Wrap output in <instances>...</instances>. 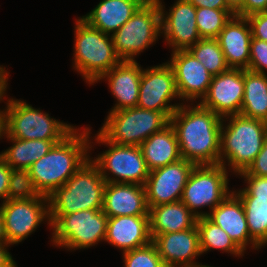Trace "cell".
I'll use <instances>...</instances> for the list:
<instances>
[{
	"instance_id": "cell-34",
	"label": "cell",
	"mask_w": 267,
	"mask_h": 267,
	"mask_svg": "<svg viewBox=\"0 0 267 267\" xmlns=\"http://www.w3.org/2000/svg\"><path fill=\"white\" fill-rule=\"evenodd\" d=\"M123 253L124 267H166L155 244H149Z\"/></svg>"
},
{
	"instance_id": "cell-46",
	"label": "cell",
	"mask_w": 267,
	"mask_h": 267,
	"mask_svg": "<svg viewBox=\"0 0 267 267\" xmlns=\"http://www.w3.org/2000/svg\"><path fill=\"white\" fill-rule=\"evenodd\" d=\"M5 128H4V110L0 111V139L4 136Z\"/></svg>"
},
{
	"instance_id": "cell-28",
	"label": "cell",
	"mask_w": 267,
	"mask_h": 267,
	"mask_svg": "<svg viewBox=\"0 0 267 267\" xmlns=\"http://www.w3.org/2000/svg\"><path fill=\"white\" fill-rule=\"evenodd\" d=\"M240 114L262 121L267 119V74L244 70V97Z\"/></svg>"
},
{
	"instance_id": "cell-22",
	"label": "cell",
	"mask_w": 267,
	"mask_h": 267,
	"mask_svg": "<svg viewBox=\"0 0 267 267\" xmlns=\"http://www.w3.org/2000/svg\"><path fill=\"white\" fill-rule=\"evenodd\" d=\"M216 39L230 68L248 69L252 33L246 17L233 16Z\"/></svg>"
},
{
	"instance_id": "cell-10",
	"label": "cell",
	"mask_w": 267,
	"mask_h": 267,
	"mask_svg": "<svg viewBox=\"0 0 267 267\" xmlns=\"http://www.w3.org/2000/svg\"><path fill=\"white\" fill-rule=\"evenodd\" d=\"M95 143L109 149L91 158L99 167L106 183H127L145 185L149 175L140 146L118 145L108 141L99 131ZM112 173V174H111ZM111 174V176H109Z\"/></svg>"
},
{
	"instance_id": "cell-1",
	"label": "cell",
	"mask_w": 267,
	"mask_h": 267,
	"mask_svg": "<svg viewBox=\"0 0 267 267\" xmlns=\"http://www.w3.org/2000/svg\"><path fill=\"white\" fill-rule=\"evenodd\" d=\"M181 103L170 118L183 159L195 165L219 164L222 118L198 101Z\"/></svg>"
},
{
	"instance_id": "cell-45",
	"label": "cell",
	"mask_w": 267,
	"mask_h": 267,
	"mask_svg": "<svg viewBox=\"0 0 267 267\" xmlns=\"http://www.w3.org/2000/svg\"><path fill=\"white\" fill-rule=\"evenodd\" d=\"M224 2L234 13L242 6V0H224Z\"/></svg>"
},
{
	"instance_id": "cell-38",
	"label": "cell",
	"mask_w": 267,
	"mask_h": 267,
	"mask_svg": "<svg viewBox=\"0 0 267 267\" xmlns=\"http://www.w3.org/2000/svg\"><path fill=\"white\" fill-rule=\"evenodd\" d=\"M238 175H253L259 177L267 176V136L264 141L263 148L257 154L253 163L246 171H243Z\"/></svg>"
},
{
	"instance_id": "cell-6",
	"label": "cell",
	"mask_w": 267,
	"mask_h": 267,
	"mask_svg": "<svg viewBox=\"0 0 267 267\" xmlns=\"http://www.w3.org/2000/svg\"><path fill=\"white\" fill-rule=\"evenodd\" d=\"M4 110V137L22 140H63L76 127L51 118L25 101L9 98Z\"/></svg>"
},
{
	"instance_id": "cell-37",
	"label": "cell",
	"mask_w": 267,
	"mask_h": 267,
	"mask_svg": "<svg viewBox=\"0 0 267 267\" xmlns=\"http://www.w3.org/2000/svg\"><path fill=\"white\" fill-rule=\"evenodd\" d=\"M253 38L267 42V12L254 13L246 17Z\"/></svg>"
},
{
	"instance_id": "cell-32",
	"label": "cell",
	"mask_w": 267,
	"mask_h": 267,
	"mask_svg": "<svg viewBox=\"0 0 267 267\" xmlns=\"http://www.w3.org/2000/svg\"><path fill=\"white\" fill-rule=\"evenodd\" d=\"M233 16L235 13L232 10L196 8V24L200 37L216 39Z\"/></svg>"
},
{
	"instance_id": "cell-8",
	"label": "cell",
	"mask_w": 267,
	"mask_h": 267,
	"mask_svg": "<svg viewBox=\"0 0 267 267\" xmlns=\"http://www.w3.org/2000/svg\"><path fill=\"white\" fill-rule=\"evenodd\" d=\"M105 120L99 132L114 144L130 146H140L170 124L165 113L139 107L109 112Z\"/></svg>"
},
{
	"instance_id": "cell-11",
	"label": "cell",
	"mask_w": 267,
	"mask_h": 267,
	"mask_svg": "<svg viewBox=\"0 0 267 267\" xmlns=\"http://www.w3.org/2000/svg\"><path fill=\"white\" fill-rule=\"evenodd\" d=\"M228 182V171L223 165H195L181 201L196 217L208 216L232 192ZM203 207H209V212H201L199 209Z\"/></svg>"
},
{
	"instance_id": "cell-25",
	"label": "cell",
	"mask_w": 267,
	"mask_h": 267,
	"mask_svg": "<svg viewBox=\"0 0 267 267\" xmlns=\"http://www.w3.org/2000/svg\"><path fill=\"white\" fill-rule=\"evenodd\" d=\"M148 215L151 239L159 234L193 228L198 219L181 200L151 207Z\"/></svg>"
},
{
	"instance_id": "cell-47",
	"label": "cell",
	"mask_w": 267,
	"mask_h": 267,
	"mask_svg": "<svg viewBox=\"0 0 267 267\" xmlns=\"http://www.w3.org/2000/svg\"><path fill=\"white\" fill-rule=\"evenodd\" d=\"M264 122H265V126H266V129H267V119Z\"/></svg>"
},
{
	"instance_id": "cell-42",
	"label": "cell",
	"mask_w": 267,
	"mask_h": 267,
	"mask_svg": "<svg viewBox=\"0 0 267 267\" xmlns=\"http://www.w3.org/2000/svg\"><path fill=\"white\" fill-rule=\"evenodd\" d=\"M9 245H0V267H17L12 255L8 252Z\"/></svg>"
},
{
	"instance_id": "cell-44",
	"label": "cell",
	"mask_w": 267,
	"mask_h": 267,
	"mask_svg": "<svg viewBox=\"0 0 267 267\" xmlns=\"http://www.w3.org/2000/svg\"><path fill=\"white\" fill-rule=\"evenodd\" d=\"M0 245H8V238L5 231L1 204H0Z\"/></svg>"
},
{
	"instance_id": "cell-7",
	"label": "cell",
	"mask_w": 267,
	"mask_h": 267,
	"mask_svg": "<svg viewBox=\"0 0 267 267\" xmlns=\"http://www.w3.org/2000/svg\"><path fill=\"white\" fill-rule=\"evenodd\" d=\"M52 243L67 250L88 249L106 237L108 216L102 209L49 215Z\"/></svg>"
},
{
	"instance_id": "cell-14",
	"label": "cell",
	"mask_w": 267,
	"mask_h": 267,
	"mask_svg": "<svg viewBox=\"0 0 267 267\" xmlns=\"http://www.w3.org/2000/svg\"><path fill=\"white\" fill-rule=\"evenodd\" d=\"M194 166V163L182 158L149 171L144 185L148 208L180 201Z\"/></svg>"
},
{
	"instance_id": "cell-13",
	"label": "cell",
	"mask_w": 267,
	"mask_h": 267,
	"mask_svg": "<svg viewBox=\"0 0 267 267\" xmlns=\"http://www.w3.org/2000/svg\"><path fill=\"white\" fill-rule=\"evenodd\" d=\"M0 204L9 246L28 238L44 220L50 226L48 197L5 201Z\"/></svg>"
},
{
	"instance_id": "cell-23",
	"label": "cell",
	"mask_w": 267,
	"mask_h": 267,
	"mask_svg": "<svg viewBox=\"0 0 267 267\" xmlns=\"http://www.w3.org/2000/svg\"><path fill=\"white\" fill-rule=\"evenodd\" d=\"M104 241L123 252L149 244V215L108 217Z\"/></svg>"
},
{
	"instance_id": "cell-18",
	"label": "cell",
	"mask_w": 267,
	"mask_h": 267,
	"mask_svg": "<svg viewBox=\"0 0 267 267\" xmlns=\"http://www.w3.org/2000/svg\"><path fill=\"white\" fill-rule=\"evenodd\" d=\"M152 242L166 267H201L195 259L202 255L197 226L156 235Z\"/></svg>"
},
{
	"instance_id": "cell-20",
	"label": "cell",
	"mask_w": 267,
	"mask_h": 267,
	"mask_svg": "<svg viewBox=\"0 0 267 267\" xmlns=\"http://www.w3.org/2000/svg\"><path fill=\"white\" fill-rule=\"evenodd\" d=\"M142 71L136 61H121L95 82L106 78L110 92L117 99L109 112L137 107Z\"/></svg>"
},
{
	"instance_id": "cell-24",
	"label": "cell",
	"mask_w": 267,
	"mask_h": 267,
	"mask_svg": "<svg viewBox=\"0 0 267 267\" xmlns=\"http://www.w3.org/2000/svg\"><path fill=\"white\" fill-rule=\"evenodd\" d=\"M146 0H101L92 11L80 17L91 27L112 35Z\"/></svg>"
},
{
	"instance_id": "cell-17",
	"label": "cell",
	"mask_w": 267,
	"mask_h": 267,
	"mask_svg": "<svg viewBox=\"0 0 267 267\" xmlns=\"http://www.w3.org/2000/svg\"><path fill=\"white\" fill-rule=\"evenodd\" d=\"M244 97V69L230 68L212 77L206 96L199 102L221 118L240 114Z\"/></svg>"
},
{
	"instance_id": "cell-9",
	"label": "cell",
	"mask_w": 267,
	"mask_h": 267,
	"mask_svg": "<svg viewBox=\"0 0 267 267\" xmlns=\"http://www.w3.org/2000/svg\"><path fill=\"white\" fill-rule=\"evenodd\" d=\"M161 36V11L157 0H146L133 16L111 35L121 61H136L135 57L149 48Z\"/></svg>"
},
{
	"instance_id": "cell-48",
	"label": "cell",
	"mask_w": 267,
	"mask_h": 267,
	"mask_svg": "<svg viewBox=\"0 0 267 267\" xmlns=\"http://www.w3.org/2000/svg\"><path fill=\"white\" fill-rule=\"evenodd\" d=\"M201 267H211V266H209V265H202Z\"/></svg>"
},
{
	"instance_id": "cell-4",
	"label": "cell",
	"mask_w": 267,
	"mask_h": 267,
	"mask_svg": "<svg viewBox=\"0 0 267 267\" xmlns=\"http://www.w3.org/2000/svg\"><path fill=\"white\" fill-rule=\"evenodd\" d=\"M106 181L99 167L87 159L67 182L48 197L49 215H66L86 209H102Z\"/></svg>"
},
{
	"instance_id": "cell-16",
	"label": "cell",
	"mask_w": 267,
	"mask_h": 267,
	"mask_svg": "<svg viewBox=\"0 0 267 267\" xmlns=\"http://www.w3.org/2000/svg\"><path fill=\"white\" fill-rule=\"evenodd\" d=\"M167 62L174 71L176 89L183 102H200L206 96L213 75L188 50L174 51ZM186 100V101H184Z\"/></svg>"
},
{
	"instance_id": "cell-30",
	"label": "cell",
	"mask_w": 267,
	"mask_h": 267,
	"mask_svg": "<svg viewBox=\"0 0 267 267\" xmlns=\"http://www.w3.org/2000/svg\"><path fill=\"white\" fill-rule=\"evenodd\" d=\"M244 207L250 237L262 248L267 245V197H238Z\"/></svg>"
},
{
	"instance_id": "cell-3",
	"label": "cell",
	"mask_w": 267,
	"mask_h": 267,
	"mask_svg": "<svg viewBox=\"0 0 267 267\" xmlns=\"http://www.w3.org/2000/svg\"><path fill=\"white\" fill-rule=\"evenodd\" d=\"M266 136L262 120L241 114L222 118L219 164L236 175L246 171L263 148Z\"/></svg>"
},
{
	"instance_id": "cell-43",
	"label": "cell",
	"mask_w": 267,
	"mask_h": 267,
	"mask_svg": "<svg viewBox=\"0 0 267 267\" xmlns=\"http://www.w3.org/2000/svg\"><path fill=\"white\" fill-rule=\"evenodd\" d=\"M9 72L6 70V67L0 65V102L5 99L6 91L8 87ZM1 111V109H0Z\"/></svg>"
},
{
	"instance_id": "cell-21",
	"label": "cell",
	"mask_w": 267,
	"mask_h": 267,
	"mask_svg": "<svg viewBox=\"0 0 267 267\" xmlns=\"http://www.w3.org/2000/svg\"><path fill=\"white\" fill-rule=\"evenodd\" d=\"M102 210L108 217L148 215L145 187L106 183Z\"/></svg>"
},
{
	"instance_id": "cell-33",
	"label": "cell",
	"mask_w": 267,
	"mask_h": 267,
	"mask_svg": "<svg viewBox=\"0 0 267 267\" xmlns=\"http://www.w3.org/2000/svg\"><path fill=\"white\" fill-rule=\"evenodd\" d=\"M47 197L35 186L29 169L11 168L6 201Z\"/></svg>"
},
{
	"instance_id": "cell-31",
	"label": "cell",
	"mask_w": 267,
	"mask_h": 267,
	"mask_svg": "<svg viewBox=\"0 0 267 267\" xmlns=\"http://www.w3.org/2000/svg\"><path fill=\"white\" fill-rule=\"evenodd\" d=\"M188 51L198 59L213 76L230 69L217 39L201 38Z\"/></svg>"
},
{
	"instance_id": "cell-40",
	"label": "cell",
	"mask_w": 267,
	"mask_h": 267,
	"mask_svg": "<svg viewBox=\"0 0 267 267\" xmlns=\"http://www.w3.org/2000/svg\"><path fill=\"white\" fill-rule=\"evenodd\" d=\"M11 174V168L0 157V199L2 203L6 201L9 187V178Z\"/></svg>"
},
{
	"instance_id": "cell-26",
	"label": "cell",
	"mask_w": 267,
	"mask_h": 267,
	"mask_svg": "<svg viewBox=\"0 0 267 267\" xmlns=\"http://www.w3.org/2000/svg\"><path fill=\"white\" fill-rule=\"evenodd\" d=\"M140 148L149 171L182 159L177 136L171 124L153 133L140 144Z\"/></svg>"
},
{
	"instance_id": "cell-12",
	"label": "cell",
	"mask_w": 267,
	"mask_h": 267,
	"mask_svg": "<svg viewBox=\"0 0 267 267\" xmlns=\"http://www.w3.org/2000/svg\"><path fill=\"white\" fill-rule=\"evenodd\" d=\"M174 99L180 100L173 68L167 62L143 69L137 107L160 111L171 118L181 105L180 103L169 104Z\"/></svg>"
},
{
	"instance_id": "cell-41",
	"label": "cell",
	"mask_w": 267,
	"mask_h": 267,
	"mask_svg": "<svg viewBox=\"0 0 267 267\" xmlns=\"http://www.w3.org/2000/svg\"><path fill=\"white\" fill-rule=\"evenodd\" d=\"M196 8L231 10L224 0H188Z\"/></svg>"
},
{
	"instance_id": "cell-27",
	"label": "cell",
	"mask_w": 267,
	"mask_h": 267,
	"mask_svg": "<svg viewBox=\"0 0 267 267\" xmlns=\"http://www.w3.org/2000/svg\"><path fill=\"white\" fill-rule=\"evenodd\" d=\"M11 147L2 151L0 157L10 168L29 169L33 163L46 155L50 149L62 140H22L6 137Z\"/></svg>"
},
{
	"instance_id": "cell-39",
	"label": "cell",
	"mask_w": 267,
	"mask_h": 267,
	"mask_svg": "<svg viewBox=\"0 0 267 267\" xmlns=\"http://www.w3.org/2000/svg\"><path fill=\"white\" fill-rule=\"evenodd\" d=\"M259 12H267V0H242V6L235 12V15L248 17Z\"/></svg>"
},
{
	"instance_id": "cell-36",
	"label": "cell",
	"mask_w": 267,
	"mask_h": 267,
	"mask_svg": "<svg viewBox=\"0 0 267 267\" xmlns=\"http://www.w3.org/2000/svg\"><path fill=\"white\" fill-rule=\"evenodd\" d=\"M247 183L245 188L232 192L237 197H267V176L239 175Z\"/></svg>"
},
{
	"instance_id": "cell-19",
	"label": "cell",
	"mask_w": 267,
	"mask_h": 267,
	"mask_svg": "<svg viewBox=\"0 0 267 267\" xmlns=\"http://www.w3.org/2000/svg\"><path fill=\"white\" fill-rule=\"evenodd\" d=\"M207 217L223 229L244 253L249 245H251L249 248L254 250L261 248L250 237L243 204L233 192L218 204Z\"/></svg>"
},
{
	"instance_id": "cell-35",
	"label": "cell",
	"mask_w": 267,
	"mask_h": 267,
	"mask_svg": "<svg viewBox=\"0 0 267 267\" xmlns=\"http://www.w3.org/2000/svg\"><path fill=\"white\" fill-rule=\"evenodd\" d=\"M255 73L266 74L267 70V42L257 38L251 39L250 60L248 69Z\"/></svg>"
},
{
	"instance_id": "cell-15",
	"label": "cell",
	"mask_w": 267,
	"mask_h": 267,
	"mask_svg": "<svg viewBox=\"0 0 267 267\" xmlns=\"http://www.w3.org/2000/svg\"><path fill=\"white\" fill-rule=\"evenodd\" d=\"M161 11V34L172 52L188 50L200 39L196 24V7L188 0H176L167 12L162 0H157Z\"/></svg>"
},
{
	"instance_id": "cell-5",
	"label": "cell",
	"mask_w": 267,
	"mask_h": 267,
	"mask_svg": "<svg viewBox=\"0 0 267 267\" xmlns=\"http://www.w3.org/2000/svg\"><path fill=\"white\" fill-rule=\"evenodd\" d=\"M74 27V69L89 85L121 62L113 46L111 35L88 25L80 17Z\"/></svg>"
},
{
	"instance_id": "cell-2",
	"label": "cell",
	"mask_w": 267,
	"mask_h": 267,
	"mask_svg": "<svg viewBox=\"0 0 267 267\" xmlns=\"http://www.w3.org/2000/svg\"><path fill=\"white\" fill-rule=\"evenodd\" d=\"M91 128L77 127L29 168L35 186L44 196L63 186L81 165L90 158L94 143L90 140Z\"/></svg>"
},
{
	"instance_id": "cell-29",
	"label": "cell",
	"mask_w": 267,
	"mask_h": 267,
	"mask_svg": "<svg viewBox=\"0 0 267 267\" xmlns=\"http://www.w3.org/2000/svg\"><path fill=\"white\" fill-rule=\"evenodd\" d=\"M200 248L202 254L212 249L225 251L235 257L244 256V252L235 244L230 236L207 216L197 219Z\"/></svg>"
}]
</instances>
